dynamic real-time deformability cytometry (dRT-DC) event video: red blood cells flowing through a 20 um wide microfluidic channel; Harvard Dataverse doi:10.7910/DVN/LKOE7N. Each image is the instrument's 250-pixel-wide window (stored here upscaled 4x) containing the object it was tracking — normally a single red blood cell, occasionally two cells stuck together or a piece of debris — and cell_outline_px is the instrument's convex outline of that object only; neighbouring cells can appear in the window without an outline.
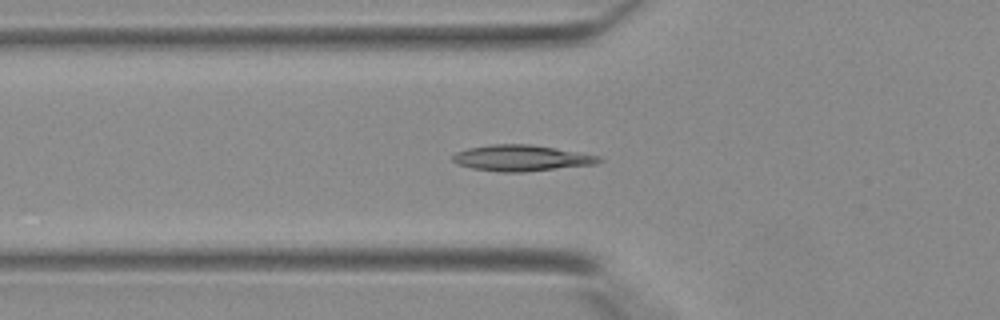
{"species": "Egyptian fruit bat (a non-hibernating species)", "species_latin": "Rousettus aegyptiacus", "temperature_condition": "warm", "stored_images_in_passage": 40, "camera_frame_rate_fps": 3000, "um_per_image_px": 0.085, "animal": {"sex": "female"}, "frame": {"image": 1, "passage_image": 14, "time_ms": 4.333, "image_size_px": [1000, 320], "cell_outline_px": [[604, 160], [596, 164], [524, 172], [500, 172], [472, 168], [456, 164], [452, 160], [452, 156], [456, 152], [468, 148], [492, 144], [532, 144], [600, 156]], "centroid_in_image_um": [44.31, 13.43], "position_along_channel_um": 81.5, "area_um2": 22.2}}
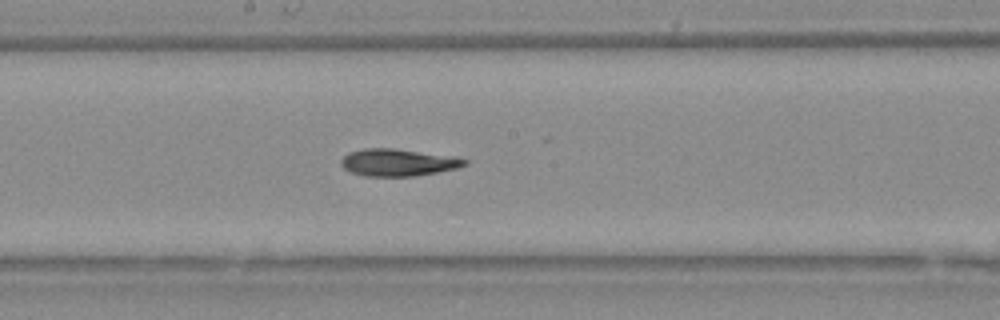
{"frame": {"image": 2, "passage_image": 22, "time_ms": 7.0, "image_size_px": [1000, 320], "cell_outline_px": [[468, 164], [456, 168], [436, 172], [412, 176], [364, 176], [352, 172], [344, 168], [340, 164], [340, 160], [348, 152], [364, 148], [392, 148], [456, 156], [468, 160]], "centroid_in_image_um": [33.83, 13.8], "position_along_channel_um": 214.4, "area_um2": 19.59}}
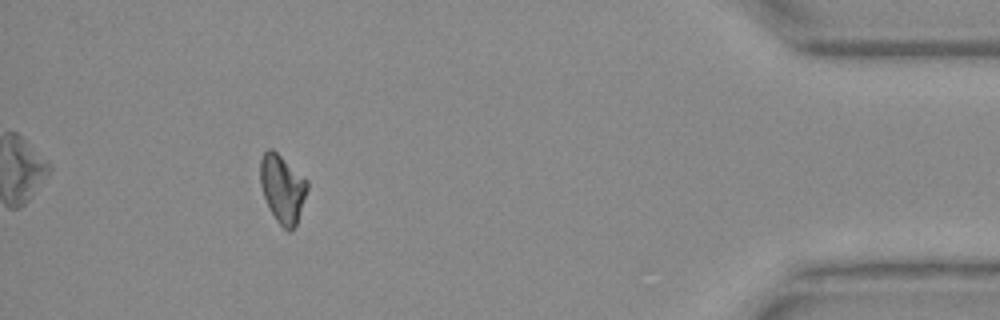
{"frame": {"image": 3, "passage_image": 37, "time_ms": 12.0, "image_size_px": [1000, 320], "cell_outline_px": [[308, 188], [296, 224], [288, 232], [276, 220], [264, 196], [260, 184], [260, 160], [264, 152], [268, 148], [272, 148], [308, 180]], "centroid_in_image_um": [24.0, 15.99], "position_along_channel_um": 411.2, "area_um2": 18.38}}